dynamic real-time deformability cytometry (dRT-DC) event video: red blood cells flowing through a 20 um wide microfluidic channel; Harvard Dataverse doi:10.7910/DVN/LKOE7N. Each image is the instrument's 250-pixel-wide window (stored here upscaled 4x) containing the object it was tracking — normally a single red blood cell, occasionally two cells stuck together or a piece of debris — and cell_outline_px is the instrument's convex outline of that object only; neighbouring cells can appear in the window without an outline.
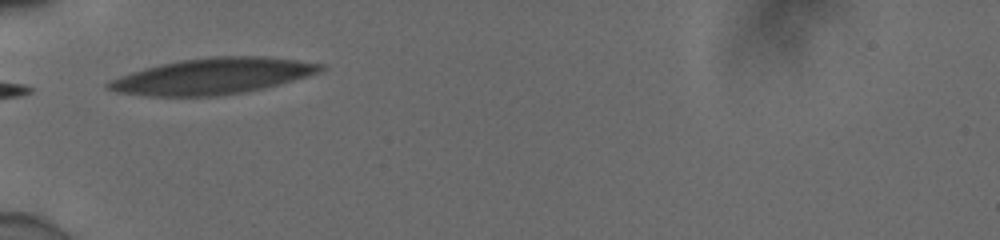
{"species": "human", "species_latin": "Homo sapiens", "temperature_condition": "cold", "stored_images_in_passage": 23, "camera_frame_rate_fps": 3000, "um_per_image_px": 0.085, "donor": {"sex": "male"}, "frame": {"image": 1, "passage_image": 1, "time_ms": 0.0, "image_size_px": [1000, 240], "cell_outline_px": [[328, 68], [320, 72], [308, 76], [280, 84], [264, 88], [244, 92], [216, 96], [148, 96], [116, 92], [104, 88], [104, 84], [108, 80], [144, 68], [160, 64], [180, 60], [212, 56], [264, 56], [296, 60], [324, 64]], "centroid_in_image_um": [18.07, 6.47], "position_along_channel_um": 66.9, "area_um2": 44.8}}
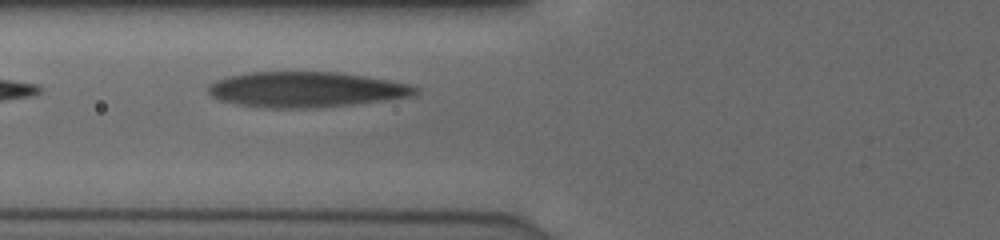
{"frame": {"image": 2, "passage_image": 4, "time_ms": 1.0, "image_size_px": [1000, 240], "cell_outline_px": [[420, 92], [412, 96], [352, 104], [308, 108], [272, 108], [240, 104], [220, 100], [212, 96], [208, 92], [208, 84], [216, 80], [228, 76], [252, 72], [336, 72], [364, 76], [388, 80], [408, 84], [420, 88]], "centroid_in_image_um": [26.01, 7.6], "position_along_channel_um": 99.8, "area_um2": 42.37}}